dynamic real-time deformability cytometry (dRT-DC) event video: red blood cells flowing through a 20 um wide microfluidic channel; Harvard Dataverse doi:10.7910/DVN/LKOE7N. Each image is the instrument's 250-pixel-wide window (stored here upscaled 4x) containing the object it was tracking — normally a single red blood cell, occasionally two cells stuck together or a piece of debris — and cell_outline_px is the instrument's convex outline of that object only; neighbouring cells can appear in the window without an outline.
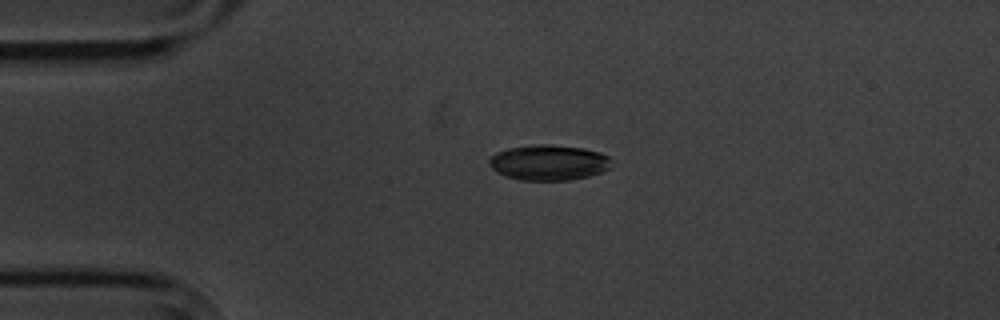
{"species": "common noctule bat (a hibernating species)", "species_latin": "Nyctalus noctula", "temperature_condition": "cold", "stored_images_in_passage": 4, "camera_frame_rate_fps": 3000, "um_per_image_px": 0.085, "animal": {"sex": "male", "body_mass_g": 20.1, "forearm_length_mm": 53.5}, "frame": {"image": 1, "passage_image": 3, "time_ms": 2.333, "image_size_px": [1000, 320], "cell_outline_px": [[612, 168], [588, 176], [568, 180], [520, 180], [504, 176], [496, 172], [488, 164], [488, 160], [496, 152], [508, 148], [536, 144], [552, 144], [584, 148], [600, 152], [608, 156], [612, 160]], "centroid_in_image_um": [46.65, 13.81], "position_along_channel_um": 38.4, "area_um2": 25.55}}